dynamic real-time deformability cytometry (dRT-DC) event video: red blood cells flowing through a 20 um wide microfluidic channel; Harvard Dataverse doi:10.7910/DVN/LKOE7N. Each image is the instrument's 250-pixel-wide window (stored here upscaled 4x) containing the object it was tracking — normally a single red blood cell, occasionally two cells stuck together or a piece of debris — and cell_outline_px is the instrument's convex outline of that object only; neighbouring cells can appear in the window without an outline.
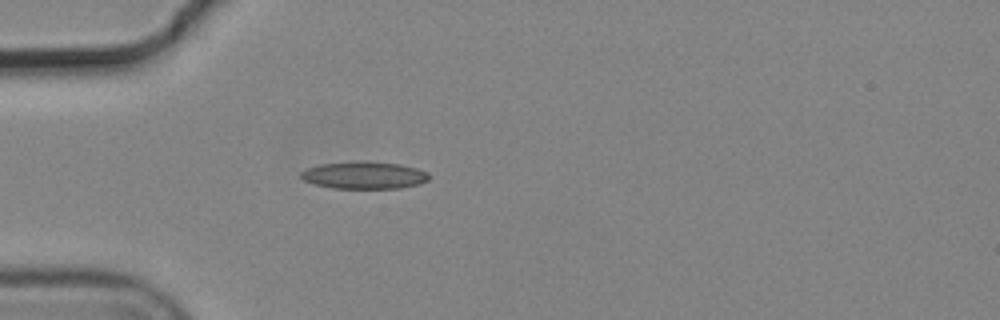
{"species": "common noctule bat (a hibernating species)", "species_latin": "Nyctalus noctula", "temperature_condition": "cold", "stored_images_in_passage": 1, "camera_frame_rate_fps": 3000, "um_per_image_px": 0.085, "animal": {"sex": "male", "body_mass_g": 19.2, "forearm_length_mm": 51.8}, "frame": {"image": 1, "passage_image": 1, "time_ms": 0.0, "image_size_px": [1000, 320], "cell_outline_px": [[428, 180], [420, 184], [400, 188], [332, 188], [316, 184], [304, 180], [300, 176], [300, 172], [308, 168], [320, 164], [400, 164], [416, 168], [428, 172]], "centroid_in_image_um": [30.98, 14.95], "position_along_channel_um": 54.0, "area_um2": 19.25}}